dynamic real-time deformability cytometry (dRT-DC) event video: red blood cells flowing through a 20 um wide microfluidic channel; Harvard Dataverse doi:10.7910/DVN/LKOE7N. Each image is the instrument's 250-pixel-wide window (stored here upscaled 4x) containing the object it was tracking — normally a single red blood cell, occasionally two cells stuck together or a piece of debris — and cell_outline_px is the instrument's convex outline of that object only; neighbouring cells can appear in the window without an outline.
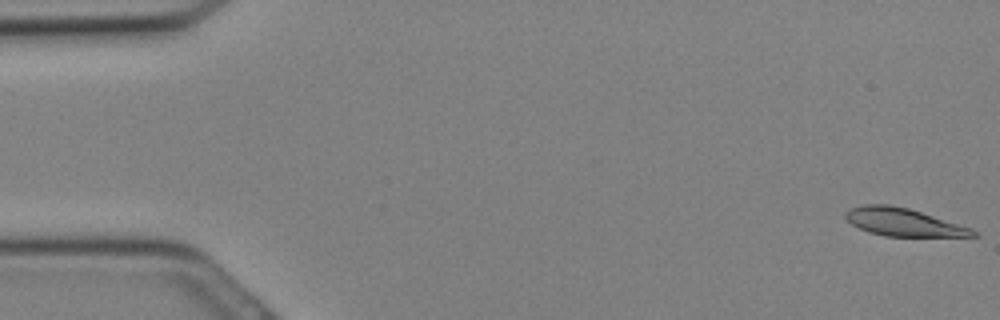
{"species": "Egyptian fruit bat (a non-hibernating species)", "species_latin": "Rousettus aegyptiacus", "temperature_condition": "cold", "stored_images_in_passage": 17, "camera_frame_rate_fps": 3000, "um_per_image_px": 0.085, "animal": {"sex": "female"}, "frame": {"image": 1, "passage_image": 1, "time_ms": 0.0, "image_size_px": [1000, 320], "cell_outline_px": [[980, 236], [884, 236], [868, 232], [852, 224], [844, 216], [844, 212], [848, 208], [864, 204], [888, 204], [908, 208], [972, 228], [980, 232]], "centroid_in_image_um": [76.78, 18.88], "position_along_channel_um": 8.2, "area_um2": 20.69}}
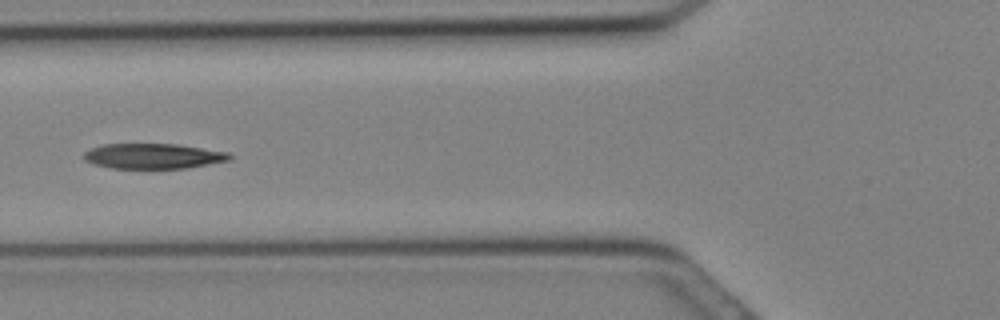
{"frame": {"image": 2, "passage_image": 12, "time_ms": 3.667, "image_size_px": [1000, 320], "cell_outline_px": [[232, 156], [228, 160], [188, 168], [112, 168], [92, 164], [84, 160], [84, 152], [92, 148], [104, 144], [176, 144], [228, 152]], "centroid_in_image_um": [12.99, 13.27], "position_along_channel_um": 112.8, "area_um2": 21.27}}
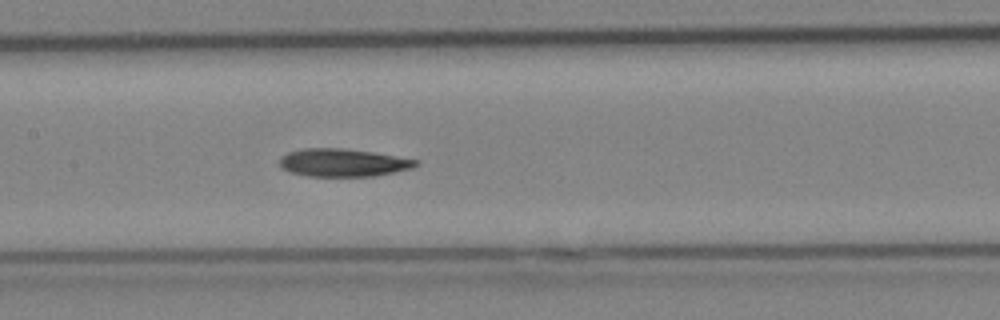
{"frame": {"image": 3, "passage_image": 15, "time_ms": 4.667, "image_size_px": [1000, 320], "cell_outline_px": [[420, 164], [412, 168], [396, 172], [372, 176], [308, 176], [288, 172], [280, 168], [280, 156], [288, 152], [304, 148], [344, 148], [372, 152], [420, 160]], "centroid_in_image_um": [29.15, 13.82], "position_along_channel_um": 178.3, "area_um2": 22.31}}